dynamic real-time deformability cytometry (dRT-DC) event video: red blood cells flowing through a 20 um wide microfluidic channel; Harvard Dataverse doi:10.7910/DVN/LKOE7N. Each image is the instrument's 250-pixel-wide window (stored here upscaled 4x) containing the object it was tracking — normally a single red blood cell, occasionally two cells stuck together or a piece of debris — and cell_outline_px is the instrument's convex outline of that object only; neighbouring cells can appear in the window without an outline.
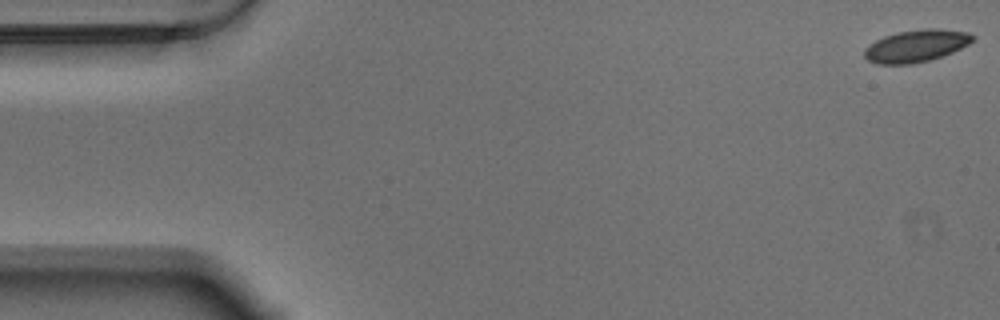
{"species": "Egyptian fruit bat (a non-hibernating species)", "species_latin": "Rousettus aegyptiacus", "temperature_condition": "warm", "stored_images_in_passage": 58, "camera_frame_rate_fps": 3000, "um_per_image_px": 0.085, "animal": {"sex": "male"}, "frame": {"image": 1, "passage_image": 1, "time_ms": 0.0, "image_size_px": [1000, 320], "cell_outline_px": [[976, 36], [968, 44], [952, 52], [928, 60], [912, 64], [876, 64], [868, 60], [864, 56], [864, 48], [868, 44], [884, 36], [896, 32], [920, 28], [940, 28], [968, 32]], "centroid_in_image_um": [77.84, 3.88], "position_along_channel_um": 7.2, "area_um2": 20.46}}
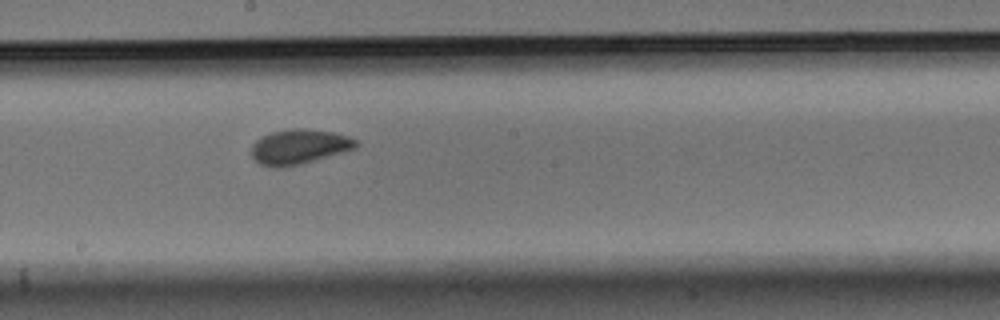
{"frame": {"image": 2, "passage_image": 31, "time_ms": 10.0, "image_size_px": [1000, 320], "cell_outline_px": [[360, 144], [356, 148], [300, 164], [280, 168], [272, 168], [260, 164], [252, 156], [252, 144], [256, 140], [272, 132], [292, 128], [304, 128], [336, 132], [348, 136], [356, 140]], "centroid_in_image_um": [25.44, 12.46], "position_along_channel_um": 222.8, "area_um2": 21.21}}
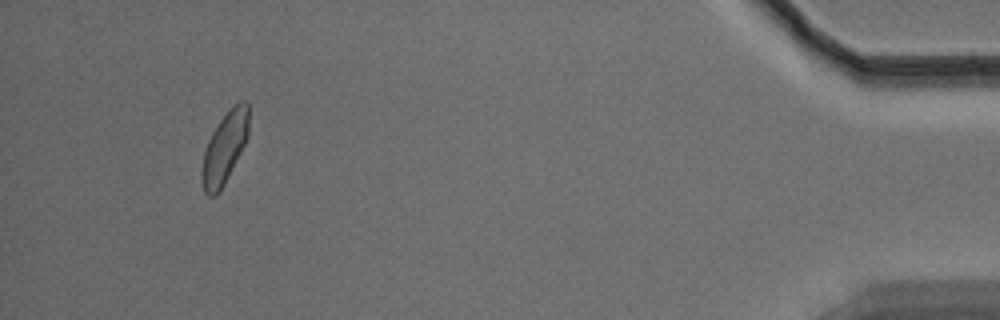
{"frame": {"image": 3, "passage_image": 54, "time_ms": 17.667, "image_size_px": [1000, 320], "cell_outline_px": [[248, 136], [220, 192], [216, 196], [208, 196], [204, 192], [200, 180], [200, 172], [204, 152], [208, 140], [212, 132], [220, 120], [232, 104], [240, 100], [244, 100], [248, 104]], "centroid_in_image_um": [19.06, 12.58], "position_along_channel_um": 416.1, "area_um2": 19.54}, "authors_computed_cell_mechanics": {"area_um2": 20.23, "velocity_mm_per_s": 3.4708, "shape_relaxation_time_tau1_ms": 3.8772, "shape_relaxation_time_tau2_ms": 1.331, "deformation_change_tau1": 0.0992, "deformation_change_tau2": 0.064}}